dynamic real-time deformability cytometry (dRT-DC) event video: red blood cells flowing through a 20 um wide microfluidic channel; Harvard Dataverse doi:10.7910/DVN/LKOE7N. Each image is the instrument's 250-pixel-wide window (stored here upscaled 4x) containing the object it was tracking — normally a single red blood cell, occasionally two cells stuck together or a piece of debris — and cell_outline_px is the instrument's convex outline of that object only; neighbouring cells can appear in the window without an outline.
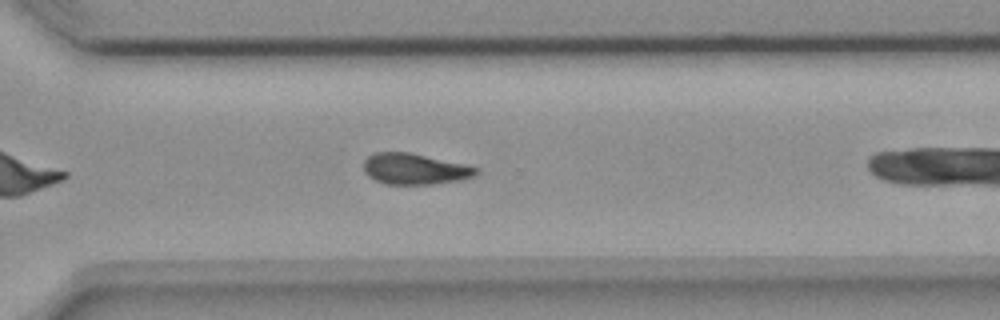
{"species": "common noctule bat (a hibernating species)", "species_latin": "Nyctalus noctula", "temperature_condition": "room temperature", "stored_images_in_passage": 28, "camera_frame_rate_fps": 3000, "um_per_image_px": 0.085, "animal": {"sex": "female", "body_mass_g": 18.4}, "frame": {"image": 1, "passage_image": 24, "time_ms": 7.667, "image_size_px": [1000, 320], "cell_outline_px": [[476, 172], [472, 176], [460, 180], [432, 184], [384, 184], [368, 176], [364, 172], [364, 160], [372, 152], [408, 152], [468, 164], [476, 168]], "centroid_in_image_um": [35.21, 14.35], "position_along_channel_um": 335.4, "area_um2": 20.29}}